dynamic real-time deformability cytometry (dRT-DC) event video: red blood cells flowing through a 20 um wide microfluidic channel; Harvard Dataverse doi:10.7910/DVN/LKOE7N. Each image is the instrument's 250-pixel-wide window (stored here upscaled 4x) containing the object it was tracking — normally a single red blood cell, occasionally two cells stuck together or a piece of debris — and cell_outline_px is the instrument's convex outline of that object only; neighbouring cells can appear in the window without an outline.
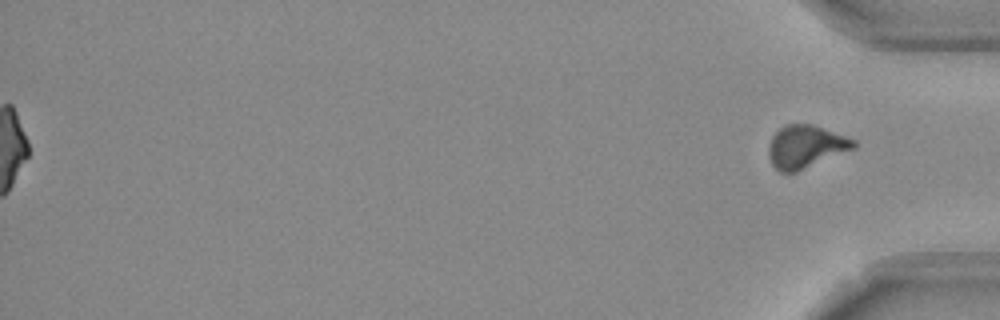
{"species": "Egyptian fruit bat (a non-hibernating species)", "species_latin": "Rousettus aegyptiacus", "temperature_condition": "room temperature", "stored_images_in_passage": 54, "segment_of_instrument_passage": [2, 2], "camera_frame_rate_fps": 3000, "um_per_image_px": 0.085, "frame": {"image": 1, "passage_image": 54, "time_ms": 17.667, "image_size_px": [1000, 320], "cell_outline_px": [[856, 148], [796, 172], [780, 172], [772, 164], [768, 156], [768, 144], [772, 136], [780, 128], [788, 124], [812, 124], [856, 140]], "centroid_in_image_um": [68.47, 12.47], "position_along_channel_um": 366.7, "area_um2": 21.15}}